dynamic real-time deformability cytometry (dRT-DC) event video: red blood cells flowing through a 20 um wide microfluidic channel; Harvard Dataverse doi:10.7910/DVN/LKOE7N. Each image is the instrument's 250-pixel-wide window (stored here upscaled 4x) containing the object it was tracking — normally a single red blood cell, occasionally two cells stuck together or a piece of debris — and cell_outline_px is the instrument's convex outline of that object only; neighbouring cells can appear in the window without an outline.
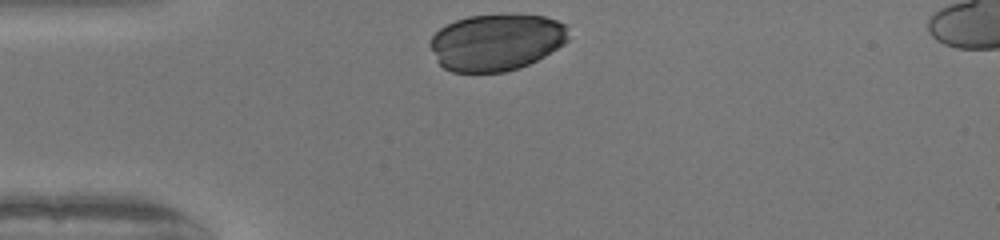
{"species": "human", "species_latin": "Homo sapiens", "temperature_condition": "warm", "stored_images_in_passage": 29, "camera_frame_rate_fps": 3000, "um_per_image_px": 0.085, "donor": {"sex": "female"}, "frame": {"image": 1, "passage_image": 1, "time_ms": 0.0, "image_size_px": [1000, 240], "cell_outline_px": [[568, 40], [564, 44], [544, 56], [520, 68], [504, 72], [452, 72], [444, 68], [436, 60], [428, 44], [432, 36], [440, 28], [456, 20], [468, 16], [512, 12], [544, 16], [556, 20], [564, 24]], "centroid_in_image_um": [42.17, 3.56], "position_along_channel_um": 42.8, "area_um2": 46.3}}
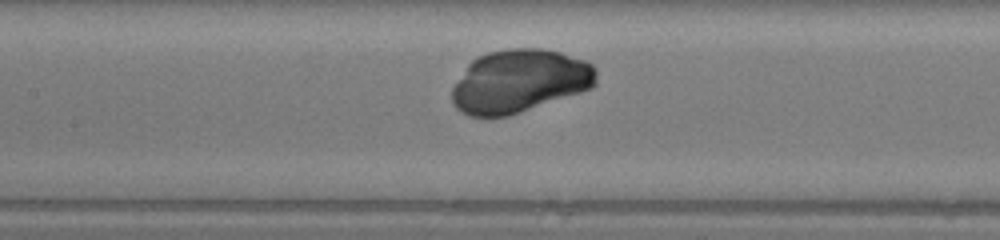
{"frame": {"image": 2, "passage_image": 12, "time_ms": 3.667, "image_size_px": [1000, 240], "cell_outline_px": [[596, 84], [592, 88], [508, 116], [468, 116], [460, 112], [452, 104], [452, 88], [468, 64], [476, 56], [488, 52], [508, 48], [544, 48], [560, 52], [584, 60], [592, 64], [596, 68]], "centroid_in_image_um": [44.14, 6.88], "position_along_channel_um": 163.3, "area_um2": 53.12}}
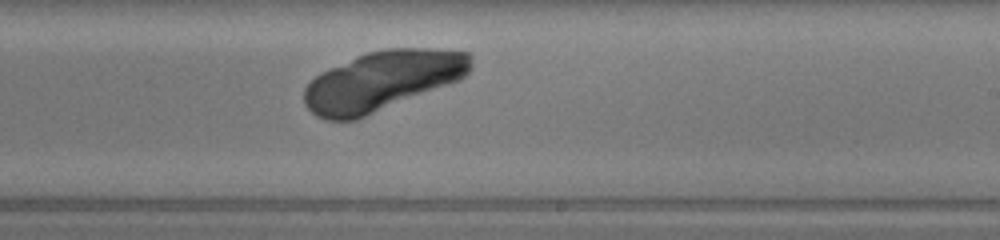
{"frame": {"image": 3, "passage_image": 19, "time_ms": 6.0, "image_size_px": [1000, 240], "cell_outline_px": [[472, 68], [460, 80], [356, 120], [324, 120], [316, 116], [304, 104], [304, 88], [320, 72], [356, 56], [368, 52], [388, 48], [428, 48], [468, 52], [472, 56]], "centroid_in_image_um": [32.5, 6.87], "position_along_channel_um": 256.5, "area_um2": 57.97}}